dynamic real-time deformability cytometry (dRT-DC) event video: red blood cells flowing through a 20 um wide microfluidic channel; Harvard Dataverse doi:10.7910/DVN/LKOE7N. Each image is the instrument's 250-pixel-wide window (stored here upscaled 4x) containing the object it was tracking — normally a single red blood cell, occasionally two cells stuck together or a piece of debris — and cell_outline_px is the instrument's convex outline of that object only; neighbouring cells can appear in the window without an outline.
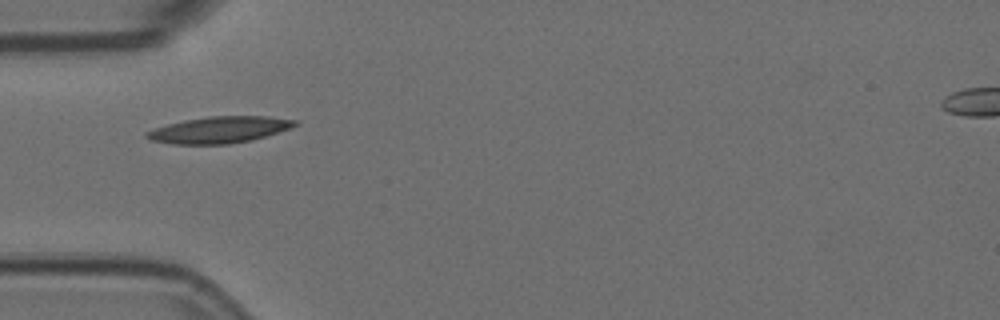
{"species": "Egyptian fruit bat (a non-hibernating species)", "species_latin": "Rousettus aegyptiacus", "temperature_condition": "room temperature", "stored_images_in_passage": 5, "camera_frame_rate_fps": 3000, "um_per_image_px": 0.085, "animal": {"sex": "female"}, "frame": {"image": 1, "passage_image": 1, "time_ms": 0.0, "image_size_px": [1000, 320], "cell_outline_px": [[300, 124], [292, 128], [252, 140], [228, 144], [172, 144], [152, 140], [144, 136], [144, 132], [168, 124], [184, 120], [208, 116], [268, 116], [300, 120]], "centroid_in_image_um": [18.7, 11.02], "position_along_channel_um": 66.3, "area_um2": 23.06}}
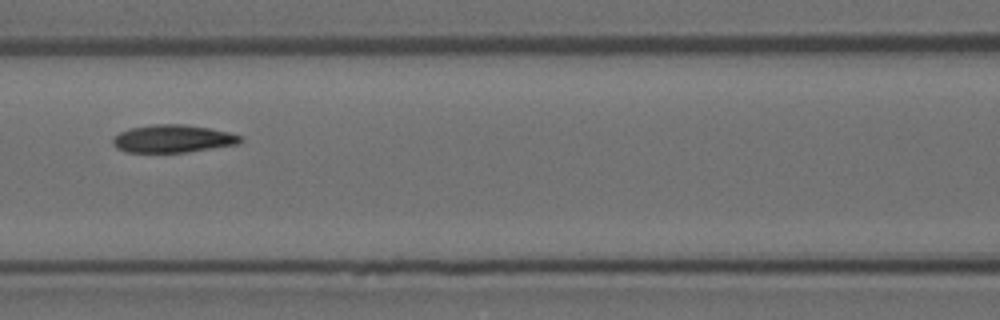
{"frame": {"image": 2, "passage_image": 3, "time_ms": 0.667, "image_size_px": [1000, 320], "cell_outline_px": [[244, 140], [240, 144], [184, 152], [124, 152], [116, 148], [112, 144], [112, 136], [120, 132], [132, 128], [152, 124], [184, 124], [208, 128], [228, 132], [244, 136]], "centroid_in_image_um": [14.69, 11.79], "position_along_channel_um": 151.9, "area_um2": 20.75}}
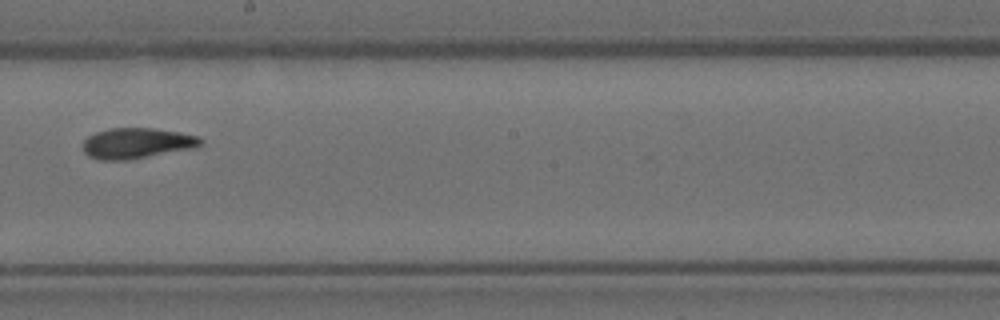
{"frame": {"image": 3, "passage_image": 5, "time_ms": 1.333, "image_size_px": [1000, 320], "cell_outline_px": [[204, 140], [196, 148], [128, 160], [100, 160], [88, 156], [84, 152], [84, 140], [88, 136], [96, 132], [108, 128], [152, 128], [180, 132], [200, 136]], "centroid_in_image_um": [11.66, 12.17], "position_along_channel_um": 236.5, "area_um2": 21.15}}